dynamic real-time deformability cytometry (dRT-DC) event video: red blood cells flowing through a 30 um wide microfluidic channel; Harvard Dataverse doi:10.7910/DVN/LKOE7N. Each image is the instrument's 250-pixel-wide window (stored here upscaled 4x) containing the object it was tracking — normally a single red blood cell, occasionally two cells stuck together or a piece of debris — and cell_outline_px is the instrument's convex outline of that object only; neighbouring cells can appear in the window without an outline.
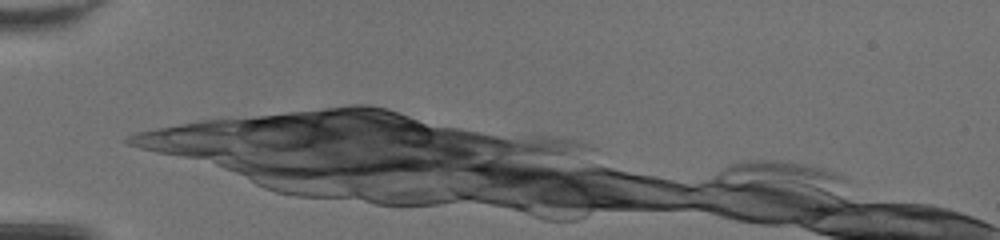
{"species": "common noctule bat (a hibernating species)", "species_latin": "Nyctalus noctula", "temperature_condition": "room temperature", "stored_images_in_passage": 5, "camera_frame_rate_fps": 3000, "um_per_image_px": 0.085, "animal": {"sex": "female", "body_mass_g": 20.0, "forearm_length_mm": 54.0}, "frame": {"image": 1, "passage_image": 4, "time_ms": 1.0, "image_size_px": [1000, 240], "cell_outline_px": [[428, 140], [416, 164], [412, 168], [340, 168], [360, 108], [372, 108], [388, 112], [400, 116], [420, 124], [428, 128]], "centroid_in_image_um": [32.67, 12.02], "position_along_channel_um": 52.3, "area_um2": 28.84}}